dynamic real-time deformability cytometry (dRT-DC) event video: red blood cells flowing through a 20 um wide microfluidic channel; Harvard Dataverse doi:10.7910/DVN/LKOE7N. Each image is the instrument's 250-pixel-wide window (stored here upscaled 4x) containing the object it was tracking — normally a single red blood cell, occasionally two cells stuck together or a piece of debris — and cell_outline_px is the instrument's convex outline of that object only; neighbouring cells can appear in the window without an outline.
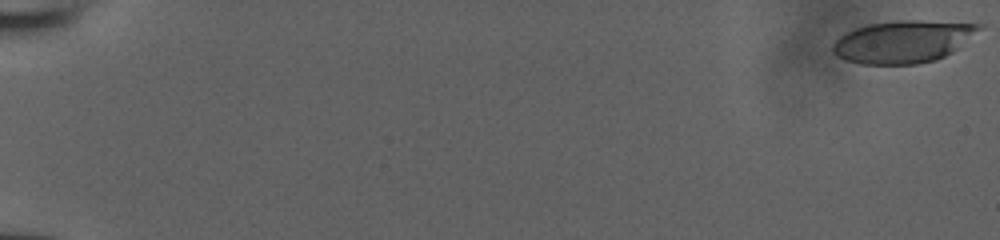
{"species": "human", "species_latin": "Homo sapiens", "temperature_condition": "room temperature", "stored_images_in_passage": 53, "camera_frame_rate_fps": 3000, "um_per_image_px": 0.085, "donor": {"sex": "male"}, "frame": {"image": 1, "passage_image": 1, "time_ms": 0.0, "image_size_px": [1000, 240], "cell_outline_px": [[984, 24], [980, 28], [952, 52], [936, 60], [916, 64], [860, 64], [848, 60], [832, 52], [832, 44], [840, 36], [856, 28], [868, 24], [896, 20], [920, 20]], "centroid_in_image_um": [76.73, 3.53], "position_along_channel_um": 8.3, "area_um2": 35.66}}
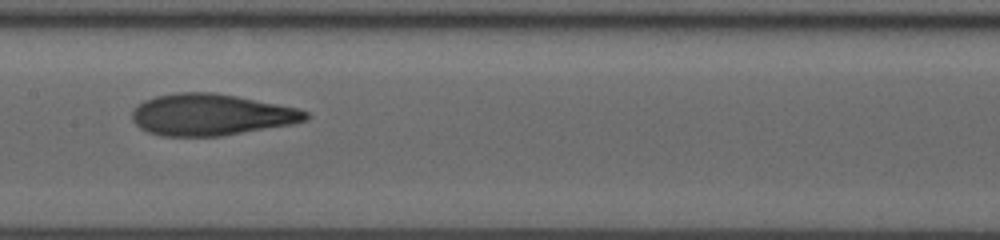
{"frame": {"image": 2, "passage_image": 30, "time_ms": 9.667, "image_size_px": [1000, 240], "cell_outline_px": [[308, 120], [292, 124], [220, 136], [160, 136], [148, 132], [140, 128], [132, 120], [132, 112], [144, 100], [156, 96], [176, 92], [212, 92], [236, 96], [296, 108], [308, 112]], "centroid_in_image_um": [17.91, 9.75], "position_along_channel_um": 189.5, "area_um2": 41.73}}
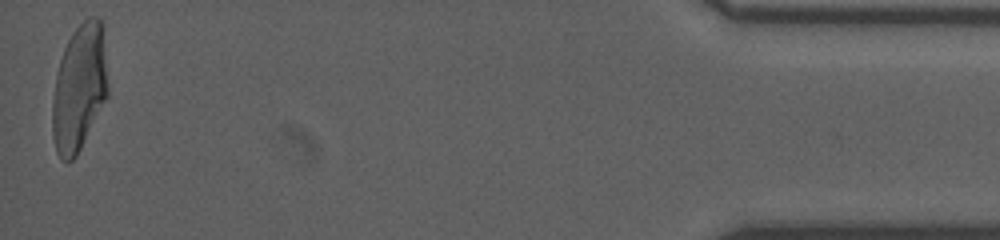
{"frame": {"image": 3, "passage_image": 53, "time_ms": 17.333, "image_size_px": [1000, 240], "cell_outline_px": [[108, 96], [76, 156], [68, 164], [60, 160], [56, 152], [52, 136], [52, 100], [56, 72], [64, 48], [72, 32], [88, 16], [96, 16], [104, 24], [108, 88]], "centroid_in_image_um": [6.74, 7.46], "position_along_channel_um": 428.5, "area_um2": 41.67}}